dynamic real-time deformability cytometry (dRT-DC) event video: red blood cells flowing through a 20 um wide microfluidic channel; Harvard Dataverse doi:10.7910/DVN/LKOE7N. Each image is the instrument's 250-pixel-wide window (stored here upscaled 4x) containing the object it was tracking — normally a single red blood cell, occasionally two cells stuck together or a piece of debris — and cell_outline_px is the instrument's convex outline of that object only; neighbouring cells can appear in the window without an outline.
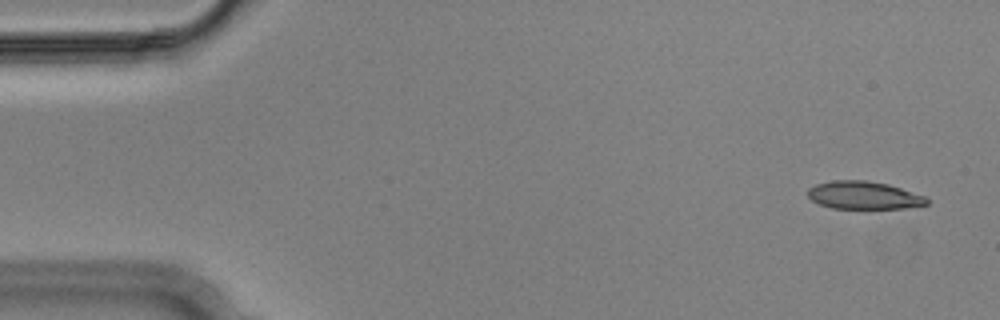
{"species": "Egyptian fruit bat (a non-hibernating species)", "species_latin": "Rousettus aegyptiacus", "temperature_condition": "cold", "stored_images_in_passage": 9, "camera_frame_rate_fps": 3000, "um_per_image_px": 0.085, "animal": {"sex": "male"}, "frame": {"image": 1, "passage_image": 1, "time_ms": 0.0, "image_size_px": [1000, 320], "cell_outline_px": [[928, 204], [904, 208], [832, 208], [820, 204], [812, 200], [808, 196], [808, 188], [816, 184], [832, 180], [868, 180], [888, 184], [924, 196], [928, 200]], "centroid_in_image_um": [73.39, 16.59], "position_along_channel_um": 11.6, "area_um2": 19.13}}
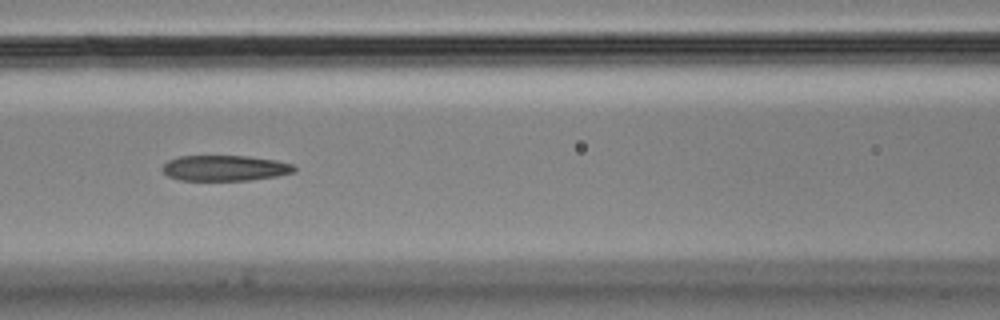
{"frame": {"image": 2, "passage_image": 7, "time_ms": 2.0, "image_size_px": [1000, 320], "cell_outline_px": [[296, 172], [276, 176], [248, 180], [180, 180], [168, 176], [160, 168], [168, 160], [180, 156], [248, 156], [276, 160], [292, 164], [296, 168]], "centroid_in_image_um": [19.11, 14.28], "position_along_channel_um": 147.5, "area_um2": 19.65}}
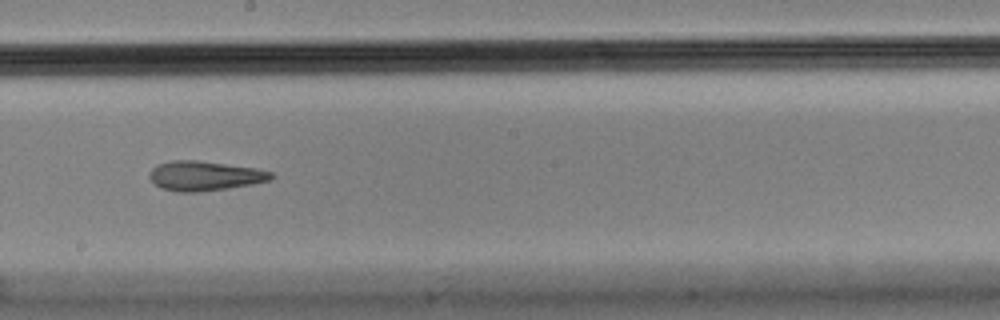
{"frame": {"image": 3, "passage_image": 9, "time_ms": 2.667, "image_size_px": [1000, 320], "cell_outline_px": [[276, 176], [272, 180], [252, 184], [228, 188], [200, 192], [176, 192], [160, 188], [148, 176], [152, 168], [156, 164], [172, 160], [196, 160], [256, 168], [272, 172]], "centroid_in_image_um": [17.4, 14.95], "position_along_channel_um": 230.8, "area_um2": 21.15}}